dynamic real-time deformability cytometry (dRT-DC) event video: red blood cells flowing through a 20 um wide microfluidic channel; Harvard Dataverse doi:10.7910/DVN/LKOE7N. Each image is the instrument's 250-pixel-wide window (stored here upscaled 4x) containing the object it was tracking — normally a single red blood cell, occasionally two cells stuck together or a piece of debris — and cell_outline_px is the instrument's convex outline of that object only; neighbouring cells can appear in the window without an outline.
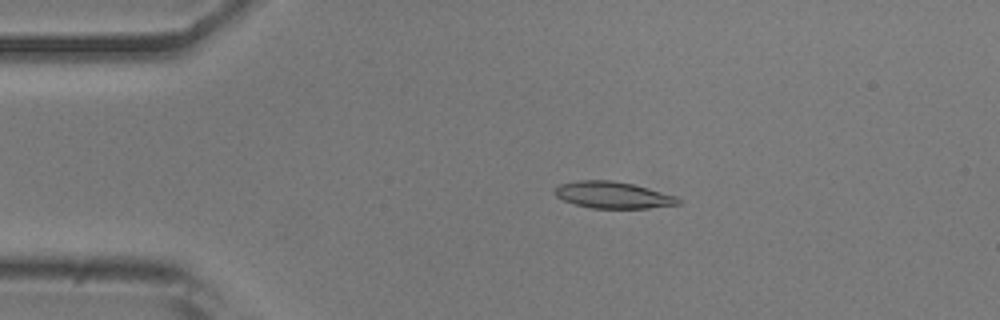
{"species": "common noctule bat (a hibernating species)", "species_latin": "Nyctalus noctula", "temperature_condition": "room temperature", "stored_images_in_passage": 51, "camera_frame_rate_fps": 3000, "um_per_image_px": 0.085, "animal": {"sex": "male", "body_mass_g": 20.5, "forearm_length_mm": 52.5}, "frame": {"image": 1, "passage_image": 10, "time_ms": 3.0, "image_size_px": [1000, 320], "cell_outline_px": [[680, 204], [648, 208], [592, 208], [576, 204], [564, 200], [556, 196], [552, 188], [560, 184], [576, 180], [612, 180], [632, 184], [648, 188], [676, 196], [680, 200]], "centroid_in_image_um": [52.07, 16.57], "position_along_channel_um": 32.9, "area_um2": 19.13}}
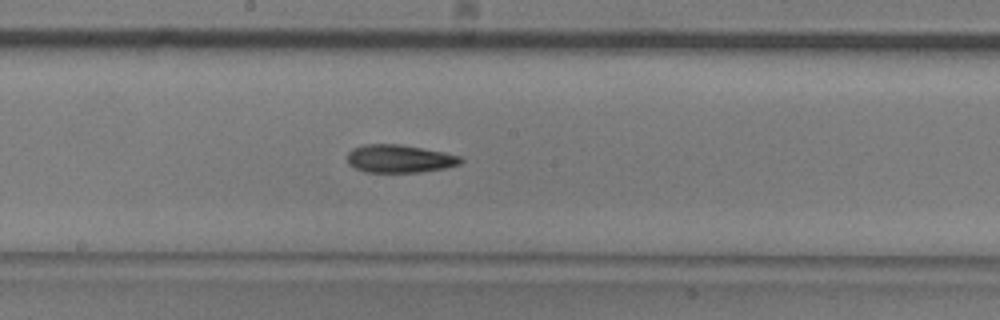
{"frame": {"image": 2, "passage_image": 27, "time_ms": 8.667, "image_size_px": [1000, 320], "cell_outline_px": [[464, 160], [460, 164], [448, 168], [420, 172], [364, 172], [348, 164], [348, 152], [352, 148], [364, 144], [400, 144], [444, 152], [460, 156]], "centroid_in_image_um": [33.97, 13.49], "position_along_channel_um": 214.2, "area_um2": 18.61}}
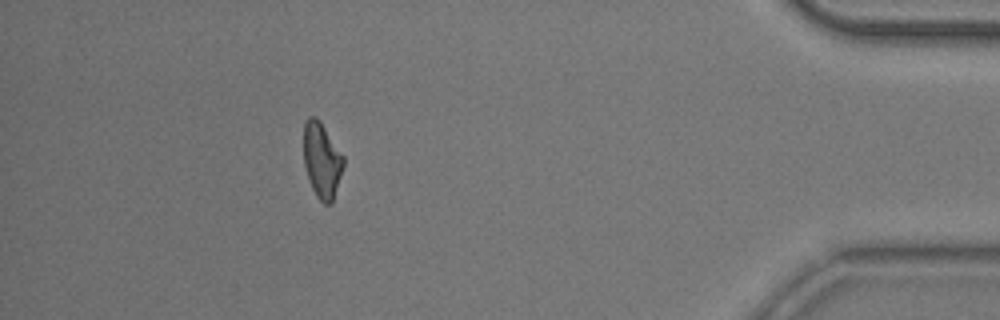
{"frame": {"image": 3, "passage_image": 46, "time_ms": 15.0, "image_size_px": [1000, 320], "cell_outline_px": [[344, 164], [332, 204], [324, 204], [316, 196], [312, 188], [304, 164], [304, 124], [308, 116], [316, 116], [320, 120], [344, 156]], "centroid_in_image_um": [27.36, 13.6], "position_along_channel_um": 407.8, "area_um2": 17.51}, "authors_computed_cell_mechanics": {"area_um2": 18.4382, "velocity_mm_per_s": 3.9016, "shape_relaxation_time_tau1_ms": 5.9875, "shape_relaxation_time_tau2_ms": 4.8384, "deformation_change_tau1": 0.1625, "deformation_change_tau2": 0.1259}}